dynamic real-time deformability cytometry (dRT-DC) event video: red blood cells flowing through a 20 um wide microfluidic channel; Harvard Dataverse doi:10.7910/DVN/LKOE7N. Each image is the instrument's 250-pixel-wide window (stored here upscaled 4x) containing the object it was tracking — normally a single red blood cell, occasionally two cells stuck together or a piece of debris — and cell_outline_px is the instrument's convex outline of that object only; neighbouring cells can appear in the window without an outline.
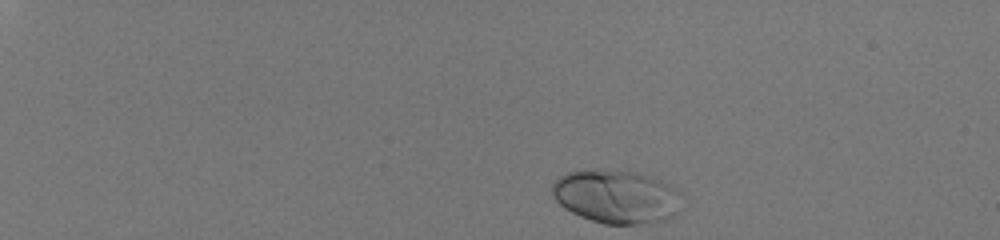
{"species": "human", "species_latin": "Homo sapiens", "temperature_condition": "room temperature", "stored_images_in_passage": 39, "camera_frame_rate_fps": 3000, "um_per_image_px": 0.085, "donor": {"sex": "male"}, "frame": {"image": 1, "passage_image": 1, "time_ms": 0.0, "image_size_px": [1000, 240], "cell_outline_px": [[684, 196], [672, 216], [664, 220], [636, 224], [604, 224], [580, 216], [564, 208], [556, 200], [552, 192], [552, 184], [560, 176], [568, 172], [636, 172], [672, 184]], "centroid_in_image_um": [52.43, 16.74], "position_along_channel_um": 32.6, "area_um2": 39.54}}
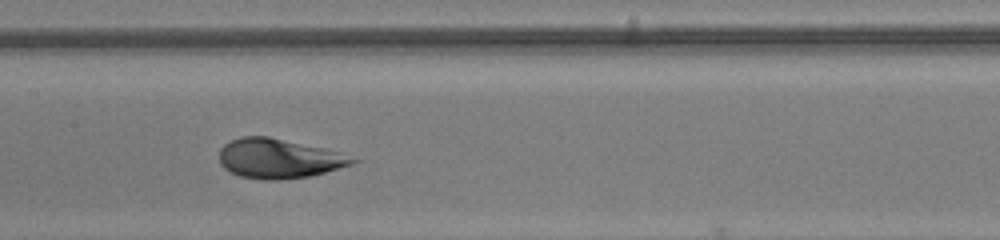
{"frame": {"image": 2, "passage_image": 22, "time_ms": 7.0, "image_size_px": [1000, 240], "cell_outline_px": [[360, 160], [352, 164], [324, 172], [308, 176], [280, 180], [264, 180], [240, 176], [224, 168], [220, 164], [220, 148], [224, 144], [240, 136], [268, 136], [324, 148]], "centroid_in_image_um": [23.65, 13.47], "position_along_channel_um": 183.7, "area_um2": 30.4}}
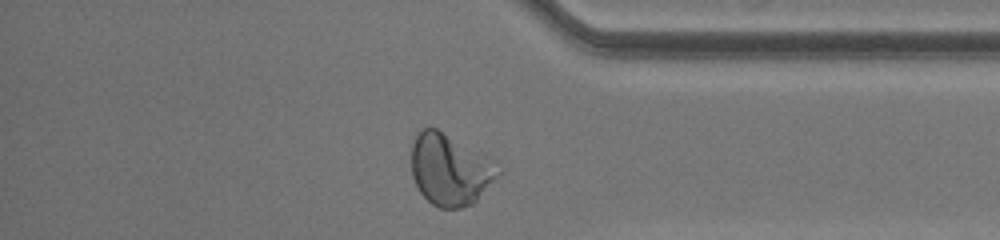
{"frame": {"image": 3, "passage_image": 38, "time_ms": 12.333, "image_size_px": [1000, 240], "cell_outline_px": [[504, 168], [476, 200], [472, 204], [460, 208], [440, 208], [432, 204], [420, 192], [412, 176], [412, 144], [416, 136], [424, 128], [436, 128], [496, 160]], "centroid_in_image_um": [38.29, 14.41], "position_along_channel_um": 396.9, "area_um2": 36.01}, "authors_computed_cell_mechanics": {"area_um2": 31.79, "velocity_mm_per_s": 4.0662, "shape_relaxation_time_tau1_ms": 1.9147, "shape_relaxation_time_tau2_ms": null, "deformation_change_tau1": 0.1477, "deformation_change_tau2": null}}